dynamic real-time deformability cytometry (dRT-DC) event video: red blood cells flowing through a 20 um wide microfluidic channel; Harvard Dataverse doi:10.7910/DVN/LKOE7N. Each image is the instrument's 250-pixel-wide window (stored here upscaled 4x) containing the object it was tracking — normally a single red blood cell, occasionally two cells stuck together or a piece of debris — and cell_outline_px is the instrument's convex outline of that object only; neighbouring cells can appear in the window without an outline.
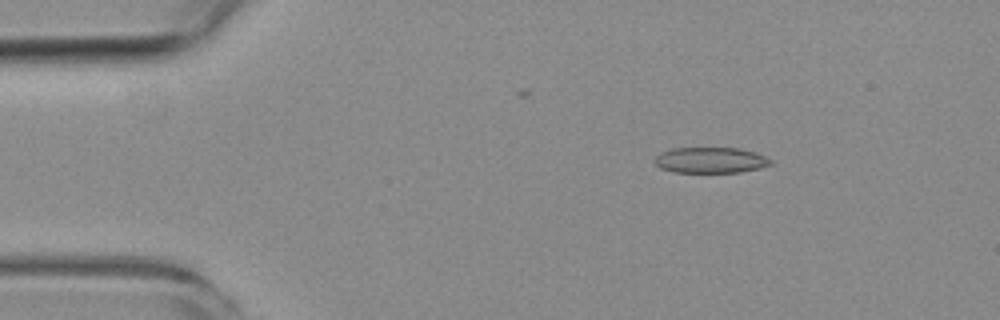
{"species": "common noctule bat (a hibernating species)", "species_latin": "Nyctalus noctula", "temperature_condition": "room temperature", "stored_images_in_passage": 3, "camera_frame_rate_fps": 3000, "um_per_image_px": 0.085, "animal": {"sex": "female", "body_mass_g": 19.3, "forearm_length_mm": 54.1}, "frame": {"image": 1, "passage_image": 1, "time_ms": 0.0, "image_size_px": [1000, 320], "cell_outline_px": [[772, 164], [760, 168], [740, 172], [676, 172], [660, 168], [652, 160], [660, 152], [672, 148], [740, 148], [756, 152], [772, 160]], "centroid_in_image_um": [60.39, 13.61], "position_along_channel_um": 24.6, "area_um2": 17.51}}